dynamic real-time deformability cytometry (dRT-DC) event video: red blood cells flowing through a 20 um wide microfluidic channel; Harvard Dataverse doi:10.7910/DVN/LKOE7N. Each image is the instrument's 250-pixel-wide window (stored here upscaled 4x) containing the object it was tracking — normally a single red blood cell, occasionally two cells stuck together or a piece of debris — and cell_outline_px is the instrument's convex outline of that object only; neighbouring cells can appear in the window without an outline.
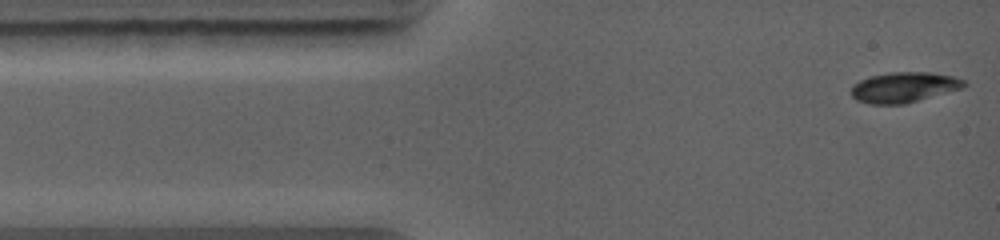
{"species": "common noctule bat (a hibernating species)", "species_latin": "Nyctalus noctula", "temperature_condition": "warm", "stored_images_in_passage": 29, "camera_frame_rate_fps": 5000, "um_per_image_px": 0.085, "animal": {"sex": "female", "body_mass_g": 19.0, "forearm_length_mm": 56.7}, "frame": {"image": 1, "passage_image": 1, "time_ms": 0.0, "image_size_px": [1000, 240], "cell_outline_px": [[968, 84], [960, 88], [904, 104], [868, 104], [856, 100], [852, 96], [852, 84], [860, 80], [872, 76], [892, 72], [932, 72], [952, 76], [964, 80]], "centroid_in_image_um": [76.8, 7.41], "position_along_channel_um": 8.2, "area_um2": 19.71}}
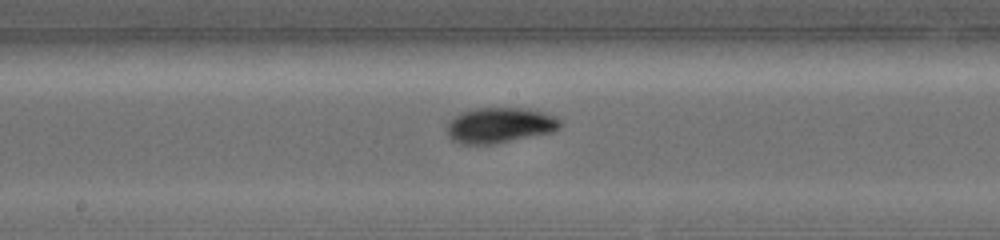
{"frame": {"image": 2, "passage_image": 13, "time_ms": 5.6, "image_size_px": [1000, 240], "cell_outline_px": [[560, 128], [552, 132], [492, 144], [460, 144], [452, 140], [448, 136], [444, 128], [448, 120], [460, 112], [476, 108], [528, 108], [552, 116], [560, 120]], "centroid_in_image_um": [42.38, 10.65], "position_along_channel_um": 205.8, "area_um2": 23.47}}
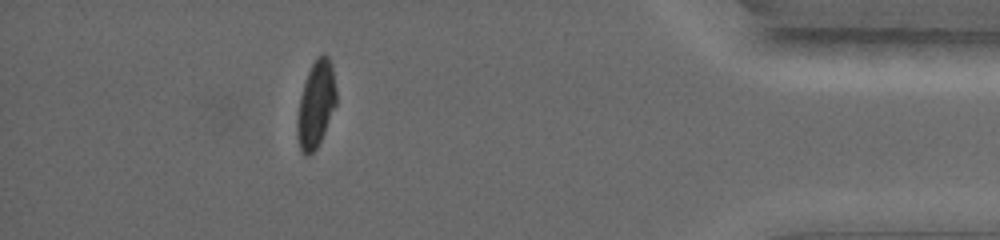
{"frame": {"image": 3, "passage_image": 28, "time_ms": 11.0, "image_size_px": [1000, 240], "cell_outline_px": [[336, 104], [324, 132], [316, 148], [308, 156], [304, 156], [300, 152], [296, 136], [296, 120], [300, 96], [308, 72], [316, 56], [324, 52], [328, 56], [332, 64], [336, 88]], "centroid_in_image_um": [26.83, 8.86], "position_along_channel_um": 408.4, "area_um2": 19.94}}